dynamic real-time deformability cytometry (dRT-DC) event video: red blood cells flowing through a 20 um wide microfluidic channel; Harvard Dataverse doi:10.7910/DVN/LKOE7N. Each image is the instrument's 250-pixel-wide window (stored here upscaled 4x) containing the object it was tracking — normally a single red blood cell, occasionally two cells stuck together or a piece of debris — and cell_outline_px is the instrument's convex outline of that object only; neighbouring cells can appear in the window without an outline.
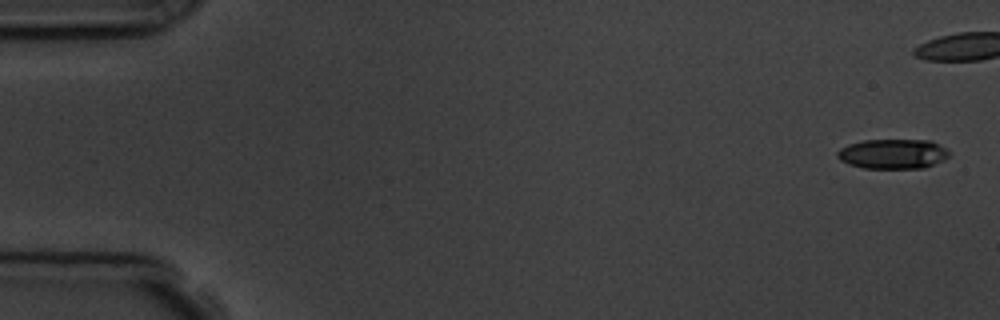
{"species": "common noctule bat (a hibernating species)", "species_latin": "Nyctalus noctula", "temperature_condition": "room temperature", "stored_images_in_passage": 7, "camera_frame_rate_fps": 3000, "um_per_image_px": 0.085, "animal": {"sex": "male", "body_mass_g": 19.5, "forearm_length_mm": 54.6}, "frame": {"image": 1, "passage_image": 1, "time_ms": 0.0, "image_size_px": [1000, 320], "cell_outline_px": [[948, 156], [944, 160], [924, 168], [864, 168], [848, 164], [840, 160], [836, 156], [836, 152], [840, 148], [848, 144], [864, 140], [932, 140], [948, 148]], "centroid_in_image_um": [75.9, 13.07], "position_along_channel_um": 9.1, "area_um2": 19.59}}